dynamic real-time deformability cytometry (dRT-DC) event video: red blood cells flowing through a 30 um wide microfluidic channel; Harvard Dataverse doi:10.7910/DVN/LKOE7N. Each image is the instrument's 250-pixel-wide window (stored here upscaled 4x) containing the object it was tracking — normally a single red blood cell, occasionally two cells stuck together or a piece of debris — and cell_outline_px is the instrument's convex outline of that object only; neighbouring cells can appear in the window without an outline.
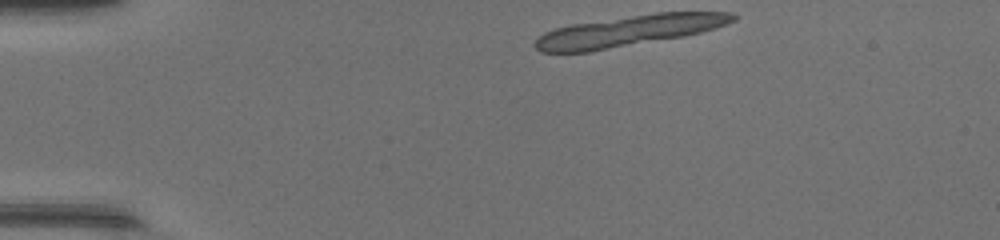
{"species": "common noctule bat (a hibernating species)", "species_latin": "Nyctalus noctula", "temperature_condition": "warm", "stored_images_in_passage": 10, "camera_frame_rate_fps": 3000, "um_per_image_px": 0.085, "animal": {"sex": "female", "body_mass_g": 17.0, "forearm_length_mm": 48.0}, "frame": {"image": 1, "passage_image": 1, "time_ms": 0.0, "image_size_px": [1000, 240], "cell_outline_px": [[736, 20], [728, 24], [716, 28], [684, 36], [588, 52], [540, 52], [536, 48], [536, 40], [544, 32], [556, 28], [572, 24], [656, 12], [732, 12], [736, 16]], "centroid_in_image_um": [53.5, 2.61], "position_along_channel_um": 31.5, "area_um2": 35.32}}